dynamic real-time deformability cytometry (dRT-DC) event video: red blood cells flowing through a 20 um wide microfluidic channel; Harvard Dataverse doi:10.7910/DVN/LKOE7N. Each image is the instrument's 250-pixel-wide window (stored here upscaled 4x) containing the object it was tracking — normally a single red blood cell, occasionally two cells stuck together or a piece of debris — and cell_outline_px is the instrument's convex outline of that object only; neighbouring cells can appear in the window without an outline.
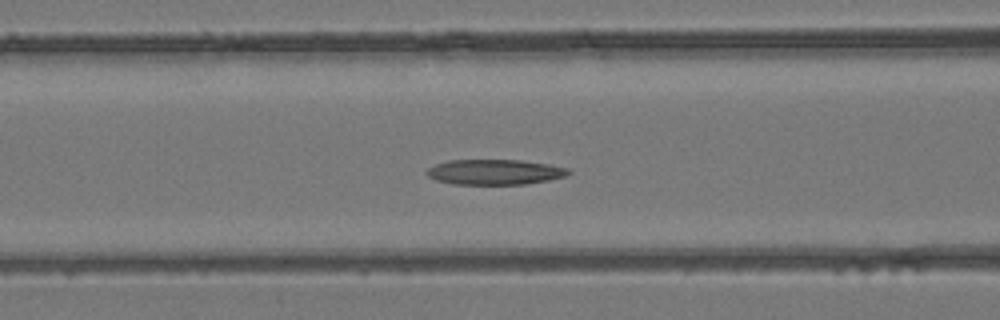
{"species": "common noctule bat (a hibernating species)", "species_latin": "Nyctalus noctula", "temperature_condition": "room temperature", "stored_images_in_passage": 51, "camera_frame_rate_fps": 3000, "um_per_image_px": 0.085, "animal": {"sex": "female", "body_mass_g": 24.6, "forearm_length_mm": 56.2}, "frame": {"image": 1, "passage_image": 21, "time_ms": 6.667, "image_size_px": [1000, 320], "cell_outline_px": [[572, 172], [564, 176], [548, 180], [524, 184], [452, 184], [436, 180], [428, 176], [424, 172], [428, 168], [436, 164], [448, 160], [520, 160], [548, 164], [568, 168]], "centroid_in_image_um": [42.02, 14.62], "position_along_channel_um": 124.6, "area_um2": 20.81}}
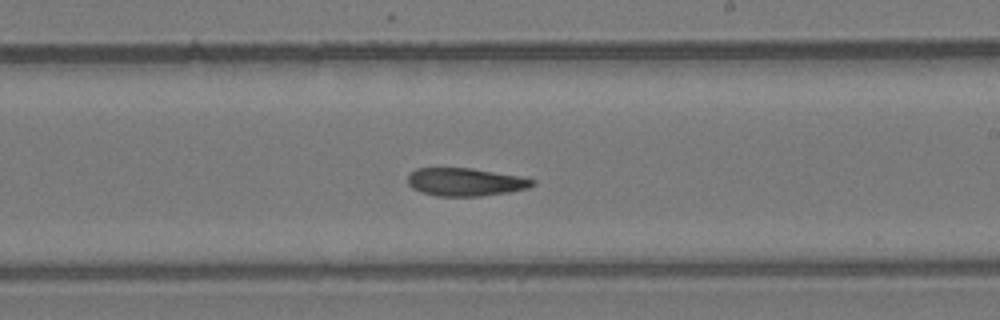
{"frame": {"image": 2, "passage_image": 30, "time_ms": 9.667, "image_size_px": [1000, 320], "cell_outline_px": [[536, 184], [528, 188], [508, 192], [480, 196], [436, 196], [420, 192], [412, 188], [408, 184], [408, 176], [416, 168], [472, 168], [520, 176], [536, 180]], "centroid_in_image_um": [39.56, 15.47], "position_along_channel_um": 249.4, "area_um2": 20.4}}
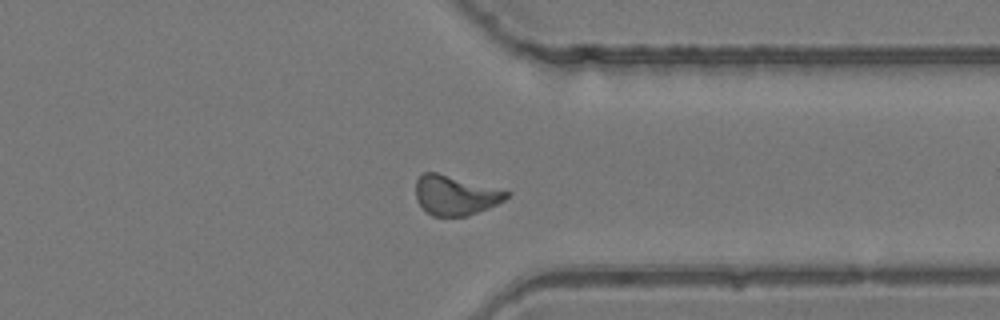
{"frame": {"image": 3, "passage_image": 39, "time_ms": 12.667, "image_size_px": [1000, 320], "cell_outline_px": [[512, 192], [504, 200], [488, 208], [468, 216], [432, 216], [416, 200], [416, 180], [424, 172], [436, 172]], "centroid_in_image_um": [38.7, 16.6], "position_along_channel_um": 372.7, "area_um2": 20.75}}